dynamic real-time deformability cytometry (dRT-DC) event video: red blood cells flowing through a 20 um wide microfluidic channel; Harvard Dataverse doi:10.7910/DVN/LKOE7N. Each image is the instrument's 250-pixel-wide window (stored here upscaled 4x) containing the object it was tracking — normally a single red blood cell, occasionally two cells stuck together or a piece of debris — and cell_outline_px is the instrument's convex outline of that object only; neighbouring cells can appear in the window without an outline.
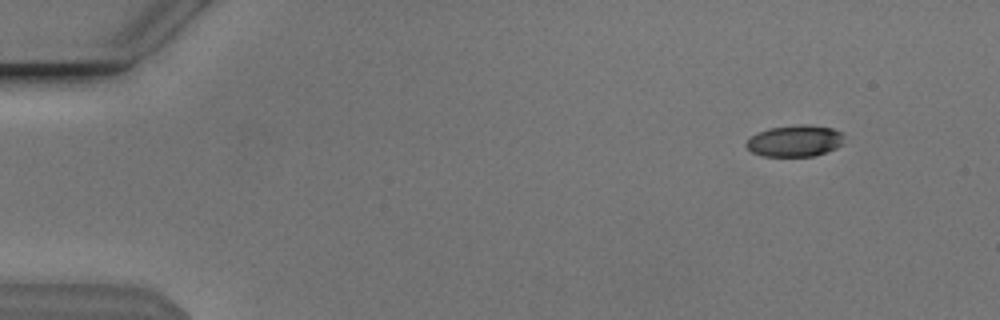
{"species": "Egyptian fruit bat (a non-hibernating species)", "species_latin": "Rousettus aegyptiacus", "temperature_condition": "cold", "stored_images_in_passage": 49, "camera_frame_rate_fps": 3000, "um_per_image_px": 0.085, "animal": {"sex": "male"}, "frame": {"image": 1, "passage_image": 1, "time_ms": 0.0, "image_size_px": [1000, 320], "cell_outline_px": [[840, 144], [836, 148], [812, 156], [764, 156], [752, 152], [744, 144], [752, 136], [760, 132], [772, 128], [800, 124], [808, 124], [832, 128], [840, 132]], "centroid_in_image_um": [67.53, 11.98], "position_along_channel_um": 17.5, "area_um2": 17.46}}
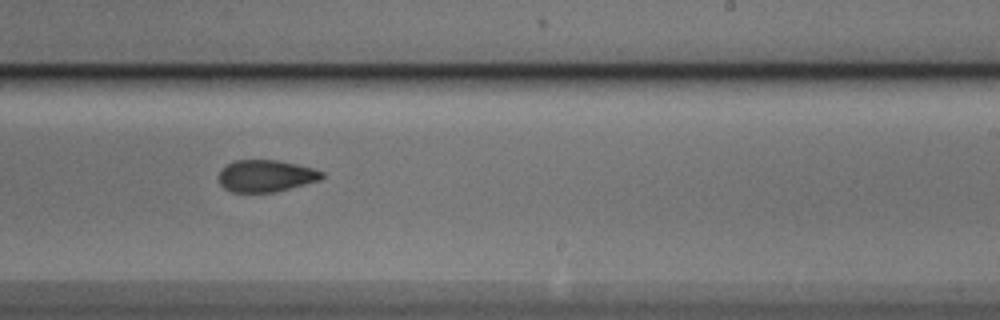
{"frame": {"image": 2, "passage_image": 29, "time_ms": 9.333, "image_size_px": [1000, 320], "cell_outline_px": [[324, 176], [320, 180], [276, 192], [232, 192], [224, 188], [220, 184], [220, 168], [232, 160], [276, 160], [296, 164], [312, 168], [324, 172]], "centroid_in_image_um": [22.58, 14.95], "position_along_channel_um": 266.4, "area_um2": 19.25}}
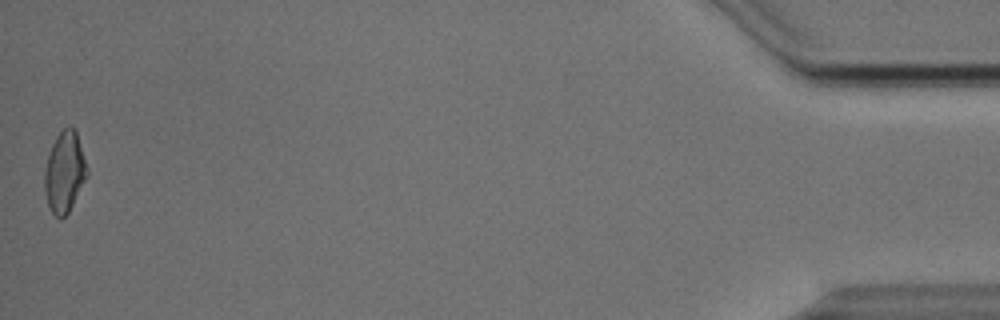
{"frame": {"image": 3, "passage_image": 49, "time_ms": 16.0, "image_size_px": [1000, 320], "cell_outline_px": [[88, 176], [68, 212], [60, 220], [52, 212], [48, 204], [44, 188], [44, 168], [52, 144], [56, 136], [64, 128], [72, 128], [76, 132], [88, 168]], "centroid_in_image_um": [5.48, 14.64], "position_along_channel_um": 429.7, "area_um2": 19.83}, "authors_computed_cell_mechanics": {"area_um2": 19.7098, "velocity_mm_per_s": 3.8442, "shape_relaxation_time_tau1_ms": 4.0526, "shape_relaxation_time_tau2_ms": 2.159, "deformation_change_tau1": 0.1348, "deformation_change_tau2": 0.0804}}